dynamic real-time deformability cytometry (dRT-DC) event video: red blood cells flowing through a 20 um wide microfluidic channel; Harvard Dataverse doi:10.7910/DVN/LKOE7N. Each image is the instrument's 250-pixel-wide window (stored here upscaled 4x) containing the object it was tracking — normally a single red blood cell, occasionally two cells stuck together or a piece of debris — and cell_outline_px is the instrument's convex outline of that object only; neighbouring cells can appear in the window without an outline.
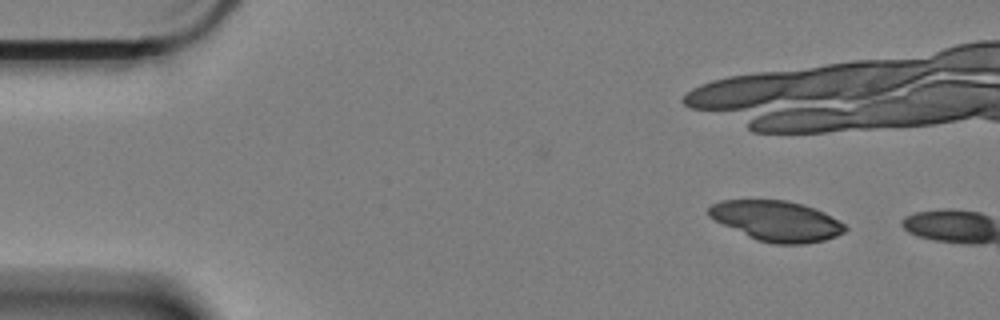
{"species": "Egyptian fruit bat (a non-hibernating species)", "species_latin": "Rousettus aegyptiacus", "temperature_condition": "cold", "stored_images_in_passage": 3, "camera_frame_rate_fps": 3000, "um_per_image_px": 0.085, "animal": {"sex": "female"}, "frame": {"image": 1, "passage_image": 1, "time_ms": 0.0, "image_size_px": [1000, 320], "cell_outline_px": [[848, 228], [844, 232], [836, 236], [824, 240], [804, 244], [776, 244], [756, 240], [708, 216], [708, 208], [712, 204], [720, 200], [784, 200], [800, 204], [824, 212], [844, 224]], "centroid_in_image_um": [66.01, 18.78], "position_along_channel_um": 19.0, "area_um2": 31.62}}